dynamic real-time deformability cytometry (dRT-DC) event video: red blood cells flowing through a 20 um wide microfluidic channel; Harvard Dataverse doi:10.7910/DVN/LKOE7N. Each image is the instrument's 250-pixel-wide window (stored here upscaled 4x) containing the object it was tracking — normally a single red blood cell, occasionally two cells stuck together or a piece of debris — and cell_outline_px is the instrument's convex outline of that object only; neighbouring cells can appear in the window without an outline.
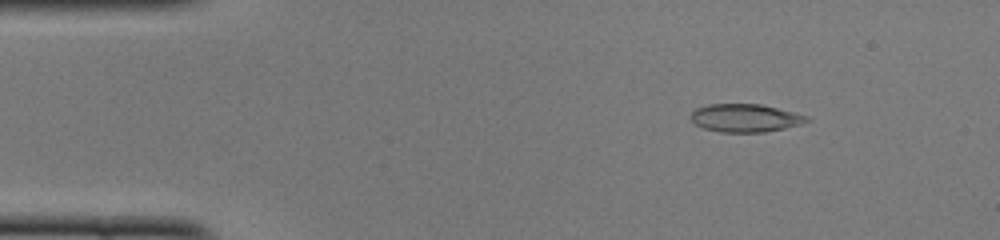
{"species": "common noctule bat (a hibernating species)", "species_latin": "Nyctalus noctula", "temperature_condition": "cold", "stored_images_in_passage": 48, "camera_frame_rate_fps": 3000, "um_per_image_px": 0.085, "animal": {"sex": "female", "body_mass_g": 22.0, "forearm_length_mm": 56.7}, "frame": {"image": 1, "passage_image": 5, "time_ms": 1.333, "image_size_px": [1000, 240], "cell_outline_px": [[812, 120], [800, 124], [784, 128], [764, 132], [720, 132], [704, 128], [696, 124], [692, 120], [692, 112], [696, 108], [708, 104], [760, 104], [808, 116]], "centroid_in_image_um": [63.35, 10.03], "position_along_channel_um": 21.7, "area_um2": 18.73}}
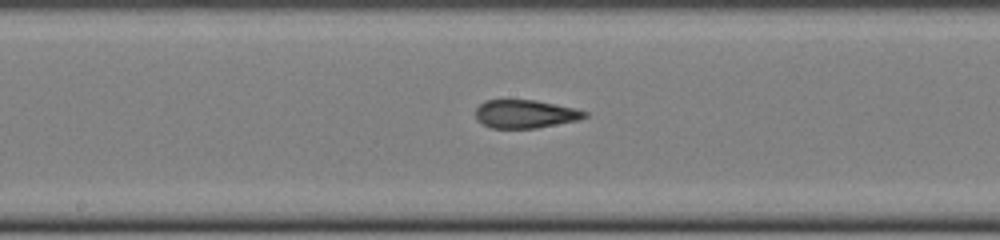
{"frame": {"image": 2, "passage_image": 24, "time_ms": 7.667, "image_size_px": [1000, 240], "cell_outline_px": [[588, 116], [576, 120], [536, 128], [492, 128], [476, 120], [476, 108], [484, 100], [536, 100], [576, 108], [588, 112]], "centroid_in_image_um": [44.64, 9.68], "position_along_channel_um": 203.6, "area_um2": 17.92}}
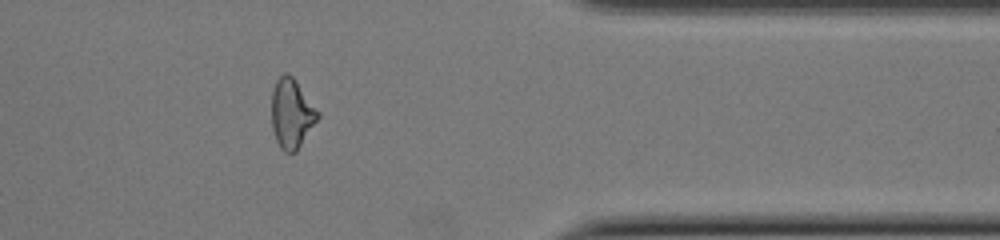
{"frame": {"image": 3, "passage_image": 39, "time_ms": 12.667, "image_size_px": [1000, 240], "cell_outline_px": [[320, 116], [296, 152], [284, 152], [280, 148], [276, 140], [272, 128], [272, 92], [276, 80], [284, 72], [288, 72], [296, 80], [320, 112]], "centroid_in_image_um": [24.79, 9.64], "position_along_channel_um": 386.6, "area_um2": 18.79}, "authors_computed_cell_mechanics": {"area_um2": 18.8717, "velocity_mm_per_s": 4.015, "shape_relaxation_time_tau1_ms": null, "shape_relaxation_time_tau2_ms": 1.7441, "deformation_change_tau1": null, "deformation_change_tau2": 0.0839}}